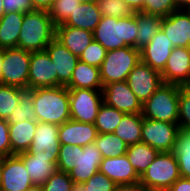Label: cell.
I'll list each match as a JSON object with an SVG mask.
<instances>
[{"mask_svg": "<svg viewBox=\"0 0 190 191\" xmlns=\"http://www.w3.org/2000/svg\"><path fill=\"white\" fill-rule=\"evenodd\" d=\"M32 99L38 122L60 126L71 119L66 86L32 89Z\"/></svg>", "mask_w": 190, "mask_h": 191, "instance_id": "obj_1", "label": "cell"}, {"mask_svg": "<svg viewBox=\"0 0 190 191\" xmlns=\"http://www.w3.org/2000/svg\"><path fill=\"white\" fill-rule=\"evenodd\" d=\"M137 34V13L135 12L131 17L125 18L101 17L93 37L107 51H111L125 46L136 48Z\"/></svg>", "mask_w": 190, "mask_h": 191, "instance_id": "obj_2", "label": "cell"}, {"mask_svg": "<svg viewBox=\"0 0 190 191\" xmlns=\"http://www.w3.org/2000/svg\"><path fill=\"white\" fill-rule=\"evenodd\" d=\"M55 38V25L46 10L24 14L17 47L30 52L42 51Z\"/></svg>", "mask_w": 190, "mask_h": 191, "instance_id": "obj_3", "label": "cell"}, {"mask_svg": "<svg viewBox=\"0 0 190 191\" xmlns=\"http://www.w3.org/2000/svg\"><path fill=\"white\" fill-rule=\"evenodd\" d=\"M180 88V85L163 83L149 99L142 104V116L147 119L178 124Z\"/></svg>", "mask_w": 190, "mask_h": 191, "instance_id": "obj_4", "label": "cell"}, {"mask_svg": "<svg viewBox=\"0 0 190 191\" xmlns=\"http://www.w3.org/2000/svg\"><path fill=\"white\" fill-rule=\"evenodd\" d=\"M179 178V166L173 152H159L141 174L139 182L148 191H167Z\"/></svg>", "mask_w": 190, "mask_h": 191, "instance_id": "obj_5", "label": "cell"}, {"mask_svg": "<svg viewBox=\"0 0 190 191\" xmlns=\"http://www.w3.org/2000/svg\"><path fill=\"white\" fill-rule=\"evenodd\" d=\"M141 61L140 50L125 46L107 51L99 67L103 87L113 82L127 81L129 73Z\"/></svg>", "mask_w": 190, "mask_h": 191, "instance_id": "obj_6", "label": "cell"}, {"mask_svg": "<svg viewBox=\"0 0 190 191\" xmlns=\"http://www.w3.org/2000/svg\"><path fill=\"white\" fill-rule=\"evenodd\" d=\"M31 52L19 48L3 49L1 84L28 90Z\"/></svg>", "mask_w": 190, "mask_h": 191, "instance_id": "obj_7", "label": "cell"}, {"mask_svg": "<svg viewBox=\"0 0 190 191\" xmlns=\"http://www.w3.org/2000/svg\"><path fill=\"white\" fill-rule=\"evenodd\" d=\"M71 119L83 123H95L103 103L102 90L68 89Z\"/></svg>", "mask_w": 190, "mask_h": 191, "instance_id": "obj_8", "label": "cell"}, {"mask_svg": "<svg viewBox=\"0 0 190 191\" xmlns=\"http://www.w3.org/2000/svg\"><path fill=\"white\" fill-rule=\"evenodd\" d=\"M179 130L177 123L157 121L142 116L141 142L159 152H173Z\"/></svg>", "mask_w": 190, "mask_h": 191, "instance_id": "obj_9", "label": "cell"}, {"mask_svg": "<svg viewBox=\"0 0 190 191\" xmlns=\"http://www.w3.org/2000/svg\"><path fill=\"white\" fill-rule=\"evenodd\" d=\"M36 189L22 159L13 154L2 158L1 191H32Z\"/></svg>", "mask_w": 190, "mask_h": 191, "instance_id": "obj_10", "label": "cell"}, {"mask_svg": "<svg viewBox=\"0 0 190 191\" xmlns=\"http://www.w3.org/2000/svg\"><path fill=\"white\" fill-rule=\"evenodd\" d=\"M127 83L143 104L163 84L161 73L140 61L129 73Z\"/></svg>", "mask_w": 190, "mask_h": 191, "instance_id": "obj_11", "label": "cell"}, {"mask_svg": "<svg viewBox=\"0 0 190 191\" xmlns=\"http://www.w3.org/2000/svg\"><path fill=\"white\" fill-rule=\"evenodd\" d=\"M46 50L31 52L28 90L57 87V73Z\"/></svg>", "mask_w": 190, "mask_h": 191, "instance_id": "obj_12", "label": "cell"}, {"mask_svg": "<svg viewBox=\"0 0 190 191\" xmlns=\"http://www.w3.org/2000/svg\"><path fill=\"white\" fill-rule=\"evenodd\" d=\"M103 102L125 114L142 113V103L131 91L127 81L113 82L102 88Z\"/></svg>", "mask_w": 190, "mask_h": 191, "instance_id": "obj_13", "label": "cell"}, {"mask_svg": "<svg viewBox=\"0 0 190 191\" xmlns=\"http://www.w3.org/2000/svg\"><path fill=\"white\" fill-rule=\"evenodd\" d=\"M163 83L190 86V52L186 47H174L161 73Z\"/></svg>", "mask_w": 190, "mask_h": 191, "instance_id": "obj_14", "label": "cell"}, {"mask_svg": "<svg viewBox=\"0 0 190 191\" xmlns=\"http://www.w3.org/2000/svg\"><path fill=\"white\" fill-rule=\"evenodd\" d=\"M59 125L38 122L28 152L35 157H57L60 149Z\"/></svg>", "mask_w": 190, "mask_h": 191, "instance_id": "obj_15", "label": "cell"}, {"mask_svg": "<svg viewBox=\"0 0 190 191\" xmlns=\"http://www.w3.org/2000/svg\"><path fill=\"white\" fill-rule=\"evenodd\" d=\"M50 59L55 64V73H57V87L67 86L70 83L79 57L71 53L62 43L54 38L45 48Z\"/></svg>", "mask_w": 190, "mask_h": 191, "instance_id": "obj_16", "label": "cell"}, {"mask_svg": "<svg viewBox=\"0 0 190 191\" xmlns=\"http://www.w3.org/2000/svg\"><path fill=\"white\" fill-rule=\"evenodd\" d=\"M161 30L174 47H186L190 40V11L179 9L162 17Z\"/></svg>", "mask_w": 190, "mask_h": 191, "instance_id": "obj_17", "label": "cell"}, {"mask_svg": "<svg viewBox=\"0 0 190 191\" xmlns=\"http://www.w3.org/2000/svg\"><path fill=\"white\" fill-rule=\"evenodd\" d=\"M173 48L172 42L160 30L149 44L140 50L141 61L153 70L162 73Z\"/></svg>", "mask_w": 190, "mask_h": 191, "instance_id": "obj_18", "label": "cell"}, {"mask_svg": "<svg viewBox=\"0 0 190 191\" xmlns=\"http://www.w3.org/2000/svg\"><path fill=\"white\" fill-rule=\"evenodd\" d=\"M102 161L100 150L95 143L86 146L78 145L77 165L69 172V176L75 183H84L99 171Z\"/></svg>", "mask_w": 190, "mask_h": 191, "instance_id": "obj_19", "label": "cell"}, {"mask_svg": "<svg viewBox=\"0 0 190 191\" xmlns=\"http://www.w3.org/2000/svg\"><path fill=\"white\" fill-rule=\"evenodd\" d=\"M98 135L93 123H83L69 119L59 126L58 138L60 144L86 146L94 143Z\"/></svg>", "mask_w": 190, "mask_h": 191, "instance_id": "obj_20", "label": "cell"}, {"mask_svg": "<svg viewBox=\"0 0 190 191\" xmlns=\"http://www.w3.org/2000/svg\"><path fill=\"white\" fill-rule=\"evenodd\" d=\"M17 155L22 159L27 173L36 188L41 187L58 170L57 157H35L28 151Z\"/></svg>", "mask_w": 190, "mask_h": 191, "instance_id": "obj_21", "label": "cell"}, {"mask_svg": "<svg viewBox=\"0 0 190 191\" xmlns=\"http://www.w3.org/2000/svg\"><path fill=\"white\" fill-rule=\"evenodd\" d=\"M99 171L116 184L134 183L140 180V176L128 161L126 154L119 157L102 158Z\"/></svg>", "mask_w": 190, "mask_h": 191, "instance_id": "obj_22", "label": "cell"}, {"mask_svg": "<svg viewBox=\"0 0 190 191\" xmlns=\"http://www.w3.org/2000/svg\"><path fill=\"white\" fill-rule=\"evenodd\" d=\"M55 38L77 57L94 40L93 32L66 25L55 26Z\"/></svg>", "mask_w": 190, "mask_h": 191, "instance_id": "obj_23", "label": "cell"}, {"mask_svg": "<svg viewBox=\"0 0 190 191\" xmlns=\"http://www.w3.org/2000/svg\"><path fill=\"white\" fill-rule=\"evenodd\" d=\"M37 120H25L9 124L11 155L28 151L37 128Z\"/></svg>", "mask_w": 190, "mask_h": 191, "instance_id": "obj_24", "label": "cell"}, {"mask_svg": "<svg viewBox=\"0 0 190 191\" xmlns=\"http://www.w3.org/2000/svg\"><path fill=\"white\" fill-rule=\"evenodd\" d=\"M68 89H92L102 90L103 85L100 79L99 67L89 65L83 61L76 64Z\"/></svg>", "mask_w": 190, "mask_h": 191, "instance_id": "obj_25", "label": "cell"}, {"mask_svg": "<svg viewBox=\"0 0 190 191\" xmlns=\"http://www.w3.org/2000/svg\"><path fill=\"white\" fill-rule=\"evenodd\" d=\"M101 19L97 3H81L72 15L60 25L71 26L94 32Z\"/></svg>", "mask_w": 190, "mask_h": 191, "instance_id": "obj_26", "label": "cell"}, {"mask_svg": "<svg viewBox=\"0 0 190 191\" xmlns=\"http://www.w3.org/2000/svg\"><path fill=\"white\" fill-rule=\"evenodd\" d=\"M24 13L9 12L0 19V49L16 48Z\"/></svg>", "mask_w": 190, "mask_h": 191, "instance_id": "obj_27", "label": "cell"}, {"mask_svg": "<svg viewBox=\"0 0 190 191\" xmlns=\"http://www.w3.org/2000/svg\"><path fill=\"white\" fill-rule=\"evenodd\" d=\"M138 34L136 36V48L141 50L149 44L150 40L161 30L162 17L137 11Z\"/></svg>", "mask_w": 190, "mask_h": 191, "instance_id": "obj_28", "label": "cell"}, {"mask_svg": "<svg viewBox=\"0 0 190 191\" xmlns=\"http://www.w3.org/2000/svg\"><path fill=\"white\" fill-rule=\"evenodd\" d=\"M142 113L125 114L117 125L114 134L120 137L128 146L141 142Z\"/></svg>", "mask_w": 190, "mask_h": 191, "instance_id": "obj_29", "label": "cell"}, {"mask_svg": "<svg viewBox=\"0 0 190 191\" xmlns=\"http://www.w3.org/2000/svg\"><path fill=\"white\" fill-rule=\"evenodd\" d=\"M158 153L159 151L157 149L144 142H139L128 146L126 156L137 174L141 176Z\"/></svg>", "mask_w": 190, "mask_h": 191, "instance_id": "obj_30", "label": "cell"}, {"mask_svg": "<svg viewBox=\"0 0 190 191\" xmlns=\"http://www.w3.org/2000/svg\"><path fill=\"white\" fill-rule=\"evenodd\" d=\"M173 154L177 159L180 177L190 178V130L180 128Z\"/></svg>", "mask_w": 190, "mask_h": 191, "instance_id": "obj_31", "label": "cell"}, {"mask_svg": "<svg viewBox=\"0 0 190 191\" xmlns=\"http://www.w3.org/2000/svg\"><path fill=\"white\" fill-rule=\"evenodd\" d=\"M102 158H113L125 155L128 145L113 133H98L95 142Z\"/></svg>", "mask_w": 190, "mask_h": 191, "instance_id": "obj_32", "label": "cell"}, {"mask_svg": "<svg viewBox=\"0 0 190 191\" xmlns=\"http://www.w3.org/2000/svg\"><path fill=\"white\" fill-rule=\"evenodd\" d=\"M124 115L125 113L103 102L94 123L97 132L113 133Z\"/></svg>", "mask_w": 190, "mask_h": 191, "instance_id": "obj_33", "label": "cell"}, {"mask_svg": "<svg viewBox=\"0 0 190 191\" xmlns=\"http://www.w3.org/2000/svg\"><path fill=\"white\" fill-rule=\"evenodd\" d=\"M25 91L20 87L0 84V119L7 120Z\"/></svg>", "mask_w": 190, "mask_h": 191, "instance_id": "obj_34", "label": "cell"}, {"mask_svg": "<svg viewBox=\"0 0 190 191\" xmlns=\"http://www.w3.org/2000/svg\"><path fill=\"white\" fill-rule=\"evenodd\" d=\"M25 120H36L35 109L33 107L32 89L26 90L20 96L18 105L13 109L6 121L8 124H14Z\"/></svg>", "mask_w": 190, "mask_h": 191, "instance_id": "obj_35", "label": "cell"}, {"mask_svg": "<svg viewBox=\"0 0 190 191\" xmlns=\"http://www.w3.org/2000/svg\"><path fill=\"white\" fill-rule=\"evenodd\" d=\"M101 17L125 18L134 15V11L123 0H97Z\"/></svg>", "mask_w": 190, "mask_h": 191, "instance_id": "obj_36", "label": "cell"}, {"mask_svg": "<svg viewBox=\"0 0 190 191\" xmlns=\"http://www.w3.org/2000/svg\"><path fill=\"white\" fill-rule=\"evenodd\" d=\"M81 3L78 0H55L48 15L55 26L63 24Z\"/></svg>", "mask_w": 190, "mask_h": 191, "instance_id": "obj_37", "label": "cell"}, {"mask_svg": "<svg viewBox=\"0 0 190 191\" xmlns=\"http://www.w3.org/2000/svg\"><path fill=\"white\" fill-rule=\"evenodd\" d=\"M78 145L61 144L57 158L59 171L69 173L77 165Z\"/></svg>", "mask_w": 190, "mask_h": 191, "instance_id": "obj_38", "label": "cell"}, {"mask_svg": "<svg viewBox=\"0 0 190 191\" xmlns=\"http://www.w3.org/2000/svg\"><path fill=\"white\" fill-rule=\"evenodd\" d=\"M180 9L178 0H144L142 12L166 17Z\"/></svg>", "mask_w": 190, "mask_h": 191, "instance_id": "obj_39", "label": "cell"}, {"mask_svg": "<svg viewBox=\"0 0 190 191\" xmlns=\"http://www.w3.org/2000/svg\"><path fill=\"white\" fill-rule=\"evenodd\" d=\"M73 183L69 173L57 170L39 188L42 191H72Z\"/></svg>", "mask_w": 190, "mask_h": 191, "instance_id": "obj_40", "label": "cell"}, {"mask_svg": "<svg viewBox=\"0 0 190 191\" xmlns=\"http://www.w3.org/2000/svg\"><path fill=\"white\" fill-rule=\"evenodd\" d=\"M178 113L179 127L190 130V86H181L179 90Z\"/></svg>", "mask_w": 190, "mask_h": 191, "instance_id": "obj_41", "label": "cell"}, {"mask_svg": "<svg viewBox=\"0 0 190 191\" xmlns=\"http://www.w3.org/2000/svg\"><path fill=\"white\" fill-rule=\"evenodd\" d=\"M107 54V50L97 41L93 40L92 43L82 52L79 57L89 65L100 67Z\"/></svg>", "mask_w": 190, "mask_h": 191, "instance_id": "obj_42", "label": "cell"}, {"mask_svg": "<svg viewBox=\"0 0 190 191\" xmlns=\"http://www.w3.org/2000/svg\"><path fill=\"white\" fill-rule=\"evenodd\" d=\"M86 191H114L117 184L110 178L98 171L83 183Z\"/></svg>", "mask_w": 190, "mask_h": 191, "instance_id": "obj_43", "label": "cell"}, {"mask_svg": "<svg viewBox=\"0 0 190 191\" xmlns=\"http://www.w3.org/2000/svg\"><path fill=\"white\" fill-rule=\"evenodd\" d=\"M4 13H27L36 10L31 0H3Z\"/></svg>", "mask_w": 190, "mask_h": 191, "instance_id": "obj_44", "label": "cell"}, {"mask_svg": "<svg viewBox=\"0 0 190 191\" xmlns=\"http://www.w3.org/2000/svg\"><path fill=\"white\" fill-rule=\"evenodd\" d=\"M11 155L9 139V124L5 119H0V158Z\"/></svg>", "mask_w": 190, "mask_h": 191, "instance_id": "obj_45", "label": "cell"}, {"mask_svg": "<svg viewBox=\"0 0 190 191\" xmlns=\"http://www.w3.org/2000/svg\"><path fill=\"white\" fill-rule=\"evenodd\" d=\"M167 191H190V178L180 177Z\"/></svg>", "mask_w": 190, "mask_h": 191, "instance_id": "obj_46", "label": "cell"}, {"mask_svg": "<svg viewBox=\"0 0 190 191\" xmlns=\"http://www.w3.org/2000/svg\"><path fill=\"white\" fill-rule=\"evenodd\" d=\"M114 191H148L140 182L117 184Z\"/></svg>", "mask_w": 190, "mask_h": 191, "instance_id": "obj_47", "label": "cell"}, {"mask_svg": "<svg viewBox=\"0 0 190 191\" xmlns=\"http://www.w3.org/2000/svg\"><path fill=\"white\" fill-rule=\"evenodd\" d=\"M54 1L55 0H31L33 7L36 10H46V11L49 10Z\"/></svg>", "mask_w": 190, "mask_h": 191, "instance_id": "obj_48", "label": "cell"}, {"mask_svg": "<svg viewBox=\"0 0 190 191\" xmlns=\"http://www.w3.org/2000/svg\"><path fill=\"white\" fill-rule=\"evenodd\" d=\"M128 4L134 12L142 11L144 8V0H123Z\"/></svg>", "mask_w": 190, "mask_h": 191, "instance_id": "obj_49", "label": "cell"}, {"mask_svg": "<svg viewBox=\"0 0 190 191\" xmlns=\"http://www.w3.org/2000/svg\"><path fill=\"white\" fill-rule=\"evenodd\" d=\"M180 9L190 11V0H178Z\"/></svg>", "mask_w": 190, "mask_h": 191, "instance_id": "obj_50", "label": "cell"}, {"mask_svg": "<svg viewBox=\"0 0 190 191\" xmlns=\"http://www.w3.org/2000/svg\"><path fill=\"white\" fill-rule=\"evenodd\" d=\"M72 191H86L85 186L83 183H73Z\"/></svg>", "mask_w": 190, "mask_h": 191, "instance_id": "obj_51", "label": "cell"}, {"mask_svg": "<svg viewBox=\"0 0 190 191\" xmlns=\"http://www.w3.org/2000/svg\"><path fill=\"white\" fill-rule=\"evenodd\" d=\"M2 57H3V49H0V84H1V72H2Z\"/></svg>", "mask_w": 190, "mask_h": 191, "instance_id": "obj_52", "label": "cell"}, {"mask_svg": "<svg viewBox=\"0 0 190 191\" xmlns=\"http://www.w3.org/2000/svg\"><path fill=\"white\" fill-rule=\"evenodd\" d=\"M5 15L3 8V0H0V19Z\"/></svg>", "mask_w": 190, "mask_h": 191, "instance_id": "obj_53", "label": "cell"}, {"mask_svg": "<svg viewBox=\"0 0 190 191\" xmlns=\"http://www.w3.org/2000/svg\"><path fill=\"white\" fill-rule=\"evenodd\" d=\"M80 3H97V0H78Z\"/></svg>", "mask_w": 190, "mask_h": 191, "instance_id": "obj_54", "label": "cell"}, {"mask_svg": "<svg viewBox=\"0 0 190 191\" xmlns=\"http://www.w3.org/2000/svg\"><path fill=\"white\" fill-rule=\"evenodd\" d=\"M2 158H0V186H1Z\"/></svg>", "mask_w": 190, "mask_h": 191, "instance_id": "obj_55", "label": "cell"}, {"mask_svg": "<svg viewBox=\"0 0 190 191\" xmlns=\"http://www.w3.org/2000/svg\"><path fill=\"white\" fill-rule=\"evenodd\" d=\"M186 48L190 52V40L188 41Z\"/></svg>", "mask_w": 190, "mask_h": 191, "instance_id": "obj_56", "label": "cell"}, {"mask_svg": "<svg viewBox=\"0 0 190 191\" xmlns=\"http://www.w3.org/2000/svg\"><path fill=\"white\" fill-rule=\"evenodd\" d=\"M32 191H42V190L40 188H36V189H34Z\"/></svg>", "mask_w": 190, "mask_h": 191, "instance_id": "obj_57", "label": "cell"}]
</instances>
